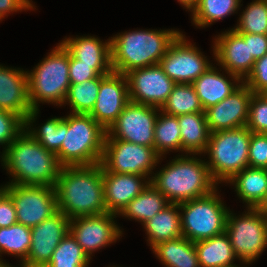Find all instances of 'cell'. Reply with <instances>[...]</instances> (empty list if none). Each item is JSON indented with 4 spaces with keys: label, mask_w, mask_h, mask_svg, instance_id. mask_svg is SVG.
I'll return each mask as SVG.
<instances>
[{
    "label": "cell",
    "mask_w": 267,
    "mask_h": 267,
    "mask_svg": "<svg viewBox=\"0 0 267 267\" xmlns=\"http://www.w3.org/2000/svg\"><path fill=\"white\" fill-rule=\"evenodd\" d=\"M55 192L58 211L70 220L107 212L101 163L62 167Z\"/></svg>",
    "instance_id": "1"
},
{
    "label": "cell",
    "mask_w": 267,
    "mask_h": 267,
    "mask_svg": "<svg viewBox=\"0 0 267 267\" xmlns=\"http://www.w3.org/2000/svg\"><path fill=\"white\" fill-rule=\"evenodd\" d=\"M2 166L11 175L7 184L55 187L62 166L56 154L23 131L0 155Z\"/></svg>",
    "instance_id": "2"
},
{
    "label": "cell",
    "mask_w": 267,
    "mask_h": 267,
    "mask_svg": "<svg viewBox=\"0 0 267 267\" xmlns=\"http://www.w3.org/2000/svg\"><path fill=\"white\" fill-rule=\"evenodd\" d=\"M180 34L174 29H141L116 34L110 39L113 72L126 75L131 70L159 64Z\"/></svg>",
    "instance_id": "3"
},
{
    "label": "cell",
    "mask_w": 267,
    "mask_h": 267,
    "mask_svg": "<svg viewBox=\"0 0 267 267\" xmlns=\"http://www.w3.org/2000/svg\"><path fill=\"white\" fill-rule=\"evenodd\" d=\"M178 156L154 173V176L150 175V183L169 203L180 204L210 194L218 188L206 161L191 157V154Z\"/></svg>",
    "instance_id": "4"
},
{
    "label": "cell",
    "mask_w": 267,
    "mask_h": 267,
    "mask_svg": "<svg viewBox=\"0 0 267 267\" xmlns=\"http://www.w3.org/2000/svg\"><path fill=\"white\" fill-rule=\"evenodd\" d=\"M107 131L89 114L63 117L62 146L56 154L59 164L90 166L101 163Z\"/></svg>",
    "instance_id": "5"
},
{
    "label": "cell",
    "mask_w": 267,
    "mask_h": 267,
    "mask_svg": "<svg viewBox=\"0 0 267 267\" xmlns=\"http://www.w3.org/2000/svg\"><path fill=\"white\" fill-rule=\"evenodd\" d=\"M29 101L32 109L39 104L62 106L69 86V52L59 43L38 65L27 71Z\"/></svg>",
    "instance_id": "6"
},
{
    "label": "cell",
    "mask_w": 267,
    "mask_h": 267,
    "mask_svg": "<svg viewBox=\"0 0 267 267\" xmlns=\"http://www.w3.org/2000/svg\"><path fill=\"white\" fill-rule=\"evenodd\" d=\"M252 132L246 127L210 133L204 154L213 180L228 182L235 174L248 167L249 144Z\"/></svg>",
    "instance_id": "7"
},
{
    "label": "cell",
    "mask_w": 267,
    "mask_h": 267,
    "mask_svg": "<svg viewBox=\"0 0 267 267\" xmlns=\"http://www.w3.org/2000/svg\"><path fill=\"white\" fill-rule=\"evenodd\" d=\"M217 190L179 204L183 237L196 242L225 232L229 210Z\"/></svg>",
    "instance_id": "8"
},
{
    "label": "cell",
    "mask_w": 267,
    "mask_h": 267,
    "mask_svg": "<svg viewBox=\"0 0 267 267\" xmlns=\"http://www.w3.org/2000/svg\"><path fill=\"white\" fill-rule=\"evenodd\" d=\"M246 209L242 216L229 209L225 232L240 262L251 264L267 247V214L259 208Z\"/></svg>",
    "instance_id": "9"
},
{
    "label": "cell",
    "mask_w": 267,
    "mask_h": 267,
    "mask_svg": "<svg viewBox=\"0 0 267 267\" xmlns=\"http://www.w3.org/2000/svg\"><path fill=\"white\" fill-rule=\"evenodd\" d=\"M161 159L152 147L105 139L101 165L103 172L142 175L151 181L149 175Z\"/></svg>",
    "instance_id": "10"
},
{
    "label": "cell",
    "mask_w": 267,
    "mask_h": 267,
    "mask_svg": "<svg viewBox=\"0 0 267 267\" xmlns=\"http://www.w3.org/2000/svg\"><path fill=\"white\" fill-rule=\"evenodd\" d=\"M5 192L11 197L17 223L33 227L58 212L55 187L5 184Z\"/></svg>",
    "instance_id": "11"
},
{
    "label": "cell",
    "mask_w": 267,
    "mask_h": 267,
    "mask_svg": "<svg viewBox=\"0 0 267 267\" xmlns=\"http://www.w3.org/2000/svg\"><path fill=\"white\" fill-rule=\"evenodd\" d=\"M160 108L129 101L109 127L105 139H117L154 148V129Z\"/></svg>",
    "instance_id": "12"
},
{
    "label": "cell",
    "mask_w": 267,
    "mask_h": 267,
    "mask_svg": "<svg viewBox=\"0 0 267 267\" xmlns=\"http://www.w3.org/2000/svg\"><path fill=\"white\" fill-rule=\"evenodd\" d=\"M181 33L160 60L164 73L176 84H192L212 63Z\"/></svg>",
    "instance_id": "13"
},
{
    "label": "cell",
    "mask_w": 267,
    "mask_h": 267,
    "mask_svg": "<svg viewBox=\"0 0 267 267\" xmlns=\"http://www.w3.org/2000/svg\"><path fill=\"white\" fill-rule=\"evenodd\" d=\"M116 215L106 212L70 220L69 232L90 260L93 252L107 247L122 237L123 233L114 221Z\"/></svg>",
    "instance_id": "14"
},
{
    "label": "cell",
    "mask_w": 267,
    "mask_h": 267,
    "mask_svg": "<svg viewBox=\"0 0 267 267\" xmlns=\"http://www.w3.org/2000/svg\"><path fill=\"white\" fill-rule=\"evenodd\" d=\"M126 77L130 101L158 108L167 101L176 85L160 64L131 70Z\"/></svg>",
    "instance_id": "15"
},
{
    "label": "cell",
    "mask_w": 267,
    "mask_h": 267,
    "mask_svg": "<svg viewBox=\"0 0 267 267\" xmlns=\"http://www.w3.org/2000/svg\"><path fill=\"white\" fill-rule=\"evenodd\" d=\"M215 61L225 71L238 76L242 81L249 75L255 59L249 49V33H238L235 29L222 32L213 44Z\"/></svg>",
    "instance_id": "16"
},
{
    "label": "cell",
    "mask_w": 267,
    "mask_h": 267,
    "mask_svg": "<svg viewBox=\"0 0 267 267\" xmlns=\"http://www.w3.org/2000/svg\"><path fill=\"white\" fill-rule=\"evenodd\" d=\"M70 219L58 211L52 217L31 227V247L25 267H45L61 240L69 232Z\"/></svg>",
    "instance_id": "17"
},
{
    "label": "cell",
    "mask_w": 267,
    "mask_h": 267,
    "mask_svg": "<svg viewBox=\"0 0 267 267\" xmlns=\"http://www.w3.org/2000/svg\"><path fill=\"white\" fill-rule=\"evenodd\" d=\"M129 101L126 75L112 71L100 81L96 102L89 115L107 131Z\"/></svg>",
    "instance_id": "18"
},
{
    "label": "cell",
    "mask_w": 267,
    "mask_h": 267,
    "mask_svg": "<svg viewBox=\"0 0 267 267\" xmlns=\"http://www.w3.org/2000/svg\"><path fill=\"white\" fill-rule=\"evenodd\" d=\"M253 91L242 83L228 97L205 110L210 133L244 127Z\"/></svg>",
    "instance_id": "19"
},
{
    "label": "cell",
    "mask_w": 267,
    "mask_h": 267,
    "mask_svg": "<svg viewBox=\"0 0 267 267\" xmlns=\"http://www.w3.org/2000/svg\"><path fill=\"white\" fill-rule=\"evenodd\" d=\"M0 109L13 112L23 120L26 119L32 110L26 70L0 65Z\"/></svg>",
    "instance_id": "20"
},
{
    "label": "cell",
    "mask_w": 267,
    "mask_h": 267,
    "mask_svg": "<svg viewBox=\"0 0 267 267\" xmlns=\"http://www.w3.org/2000/svg\"><path fill=\"white\" fill-rule=\"evenodd\" d=\"M146 178V179H145ZM150 183L146 176L103 172L105 207L118 214Z\"/></svg>",
    "instance_id": "21"
},
{
    "label": "cell",
    "mask_w": 267,
    "mask_h": 267,
    "mask_svg": "<svg viewBox=\"0 0 267 267\" xmlns=\"http://www.w3.org/2000/svg\"><path fill=\"white\" fill-rule=\"evenodd\" d=\"M226 74L231 79L212 65L192 83L204 111L224 100L243 83L238 76L227 71Z\"/></svg>",
    "instance_id": "22"
},
{
    "label": "cell",
    "mask_w": 267,
    "mask_h": 267,
    "mask_svg": "<svg viewBox=\"0 0 267 267\" xmlns=\"http://www.w3.org/2000/svg\"><path fill=\"white\" fill-rule=\"evenodd\" d=\"M248 208H259L267 197V168L246 167L228 182Z\"/></svg>",
    "instance_id": "23"
},
{
    "label": "cell",
    "mask_w": 267,
    "mask_h": 267,
    "mask_svg": "<svg viewBox=\"0 0 267 267\" xmlns=\"http://www.w3.org/2000/svg\"><path fill=\"white\" fill-rule=\"evenodd\" d=\"M69 54L79 60V64L111 65L110 38L101 41L95 36L65 38L60 42Z\"/></svg>",
    "instance_id": "24"
},
{
    "label": "cell",
    "mask_w": 267,
    "mask_h": 267,
    "mask_svg": "<svg viewBox=\"0 0 267 267\" xmlns=\"http://www.w3.org/2000/svg\"><path fill=\"white\" fill-rule=\"evenodd\" d=\"M181 129V152L203 154L207 148L210 131L205 112L188 113L178 116Z\"/></svg>",
    "instance_id": "25"
},
{
    "label": "cell",
    "mask_w": 267,
    "mask_h": 267,
    "mask_svg": "<svg viewBox=\"0 0 267 267\" xmlns=\"http://www.w3.org/2000/svg\"><path fill=\"white\" fill-rule=\"evenodd\" d=\"M179 210V204L170 203L143 224L150 248L158 243L183 236Z\"/></svg>",
    "instance_id": "26"
},
{
    "label": "cell",
    "mask_w": 267,
    "mask_h": 267,
    "mask_svg": "<svg viewBox=\"0 0 267 267\" xmlns=\"http://www.w3.org/2000/svg\"><path fill=\"white\" fill-rule=\"evenodd\" d=\"M200 267H232L238 259L226 232L194 242Z\"/></svg>",
    "instance_id": "27"
},
{
    "label": "cell",
    "mask_w": 267,
    "mask_h": 267,
    "mask_svg": "<svg viewBox=\"0 0 267 267\" xmlns=\"http://www.w3.org/2000/svg\"><path fill=\"white\" fill-rule=\"evenodd\" d=\"M152 251L166 267H200L194 242L183 236L158 243Z\"/></svg>",
    "instance_id": "28"
},
{
    "label": "cell",
    "mask_w": 267,
    "mask_h": 267,
    "mask_svg": "<svg viewBox=\"0 0 267 267\" xmlns=\"http://www.w3.org/2000/svg\"><path fill=\"white\" fill-rule=\"evenodd\" d=\"M167 198L151 183L118 214L142 225L169 205Z\"/></svg>",
    "instance_id": "29"
},
{
    "label": "cell",
    "mask_w": 267,
    "mask_h": 267,
    "mask_svg": "<svg viewBox=\"0 0 267 267\" xmlns=\"http://www.w3.org/2000/svg\"><path fill=\"white\" fill-rule=\"evenodd\" d=\"M38 113L39 109H32L27 114L24 120V131L40 143L46 150L57 154L62 146L63 117L50 118L42 124L41 127L38 126L35 129L32 124L36 121Z\"/></svg>",
    "instance_id": "30"
},
{
    "label": "cell",
    "mask_w": 267,
    "mask_h": 267,
    "mask_svg": "<svg viewBox=\"0 0 267 267\" xmlns=\"http://www.w3.org/2000/svg\"><path fill=\"white\" fill-rule=\"evenodd\" d=\"M154 129V149L162 157L169 153L181 151V129L179 128L178 116L169 115L160 110Z\"/></svg>",
    "instance_id": "31"
},
{
    "label": "cell",
    "mask_w": 267,
    "mask_h": 267,
    "mask_svg": "<svg viewBox=\"0 0 267 267\" xmlns=\"http://www.w3.org/2000/svg\"><path fill=\"white\" fill-rule=\"evenodd\" d=\"M240 3L241 0H197L191 11V19L194 25L204 28L228 15L237 13Z\"/></svg>",
    "instance_id": "32"
},
{
    "label": "cell",
    "mask_w": 267,
    "mask_h": 267,
    "mask_svg": "<svg viewBox=\"0 0 267 267\" xmlns=\"http://www.w3.org/2000/svg\"><path fill=\"white\" fill-rule=\"evenodd\" d=\"M105 76L99 75L82 83L70 84L63 105L65 103L69 104L73 114H89L95 105L100 89V81Z\"/></svg>",
    "instance_id": "33"
},
{
    "label": "cell",
    "mask_w": 267,
    "mask_h": 267,
    "mask_svg": "<svg viewBox=\"0 0 267 267\" xmlns=\"http://www.w3.org/2000/svg\"><path fill=\"white\" fill-rule=\"evenodd\" d=\"M31 247V228L16 223L0 228V257L2 253L20 258V264L27 257Z\"/></svg>",
    "instance_id": "34"
},
{
    "label": "cell",
    "mask_w": 267,
    "mask_h": 267,
    "mask_svg": "<svg viewBox=\"0 0 267 267\" xmlns=\"http://www.w3.org/2000/svg\"><path fill=\"white\" fill-rule=\"evenodd\" d=\"M161 111L174 116L205 112L192 84L178 83L174 86Z\"/></svg>",
    "instance_id": "35"
},
{
    "label": "cell",
    "mask_w": 267,
    "mask_h": 267,
    "mask_svg": "<svg viewBox=\"0 0 267 267\" xmlns=\"http://www.w3.org/2000/svg\"><path fill=\"white\" fill-rule=\"evenodd\" d=\"M90 259L73 235L68 232L54 250L45 267H88Z\"/></svg>",
    "instance_id": "36"
},
{
    "label": "cell",
    "mask_w": 267,
    "mask_h": 267,
    "mask_svg": "<svg viewBox=\"0 0 267 267\" xmlns=\"http://www.w3.org/2000/svg\"><path fill=\"white\" fill-rule=\"evenodd\" d=\"M233 29L238 33L267 35V3L263 0L252 1L243 10Z\"/></svg>",
    "instance_id": "37"
},
{
    "label": "cell",
    "mask_w": 267,
    "mask_h": 267,
    "mask_svg": "<svg viewBox=\"0 0 267 267\" xmlns=\"http://www.w3.org/2000/svg\"><path fill=\"white\" fill-rule=\"evenodd\" d=\"M246 127L251 132L267 134V98L263 94L253 93Z\"/></svg>",
    "instance_id": "38"
},
{
    "label": "cell",
    "mask_w": 267,
    "mask_h": 267,
    "mask_svg": "<svg viewBox=\"0 0 267 267\" xmlns=\"http://www.w3.org/2000/svg\"><path fill=\"white\" fill-rule=\"evenodd\" d=\"M23 131L24 120L20 116L0 109V145L4 148L3 152Z\"/></svg>",
    "instance_id": "39"
},
{
    "label": "cell",
    "mask_w": 267,
    "mask_h": 267,
    "mask_svg": "<svg viewBox=\"0 0 267 267\" xmlns=\"http://www.w3.org/2000/svg\"><path fill=\"white\" fill-rule=\"evenodd\" d=\"M111 65H86L79 64V60L69 54L70 84L82 83L94 79L99 75H108L112 72Z\"/></svg>",
    "instance_id": "40"
},
{
    "label": "cell",
    "mask_w": 267,
    "mask_h": 267,
    "mask_svg": "<svg viewBox=\"0 0 267 267\" xmlns=\"http://www.w3.org/2000/svg\"><path fill=\"white\" fill-rule=\"evenodd\" d=\"M248 166L267 168V134L252 132L249 144Z\"/></svg>",
    "instance_id": "41"
},
{
    "label": "cell",
    "mask_w": 267,
    "mask_h": 267,
    "mask_svg": "<svg viewBox=\"0 0 267 267\" xmlns=\"http://www.w3.org/2000/svg\"><path fill=\"white\" fill-rule=\"evenodd\" d=\"M243 83L256 94H262L267 89V54L255 61Z\"/></svg>",
    "instance_id": "42"
},
{
    "label": "cell",
    "mask_w": 267,
    "mask_h": 267,
    "mask_svg": "<svg viewBox=\"0 0 267 267\" xmlns=\"http://www.w3.org/2000/svg\"><path fill=\"white\" fill-rule=\"evenodd\" d=\"M17 223V216L14 203L11 197L5 192L0 197V228L10 227Z\"/></svg>",
    "instance_id": "43"
},
{
    "label": "cell",
    "mask_w": 267,
    "mask_h": 267,
    "mask_svg": "<svg viewBox=\"0 0 267 267\" xmlns=\"http://www.w3.org/2000/svg\"><path fill=\"white\" fill-rule=\"evenodd\" d=\"M31 1L32 0H0V21L11 12L33 10L35 6Z\"/></svg>",
    "instance_id": "44"
},
{
    "label": "cell",
    "mask_w": 267,
    "mask_h": 267,
    "mask_svg": "<svg viewBox=\"0 0 267 267\" xmlns=\"http://www.w3.org/2000/svg\"><path fill=\"white\" fill-rule=\"evenodd\" d=\"M249 49L255 60L267 54V35L249 33Z\"/></svg>",
    "instance_id": "45"
},
{
    "label": "cell",
    "mask_w": 267,
    "mask_h": 267,
    "mask_svg": "<svg viewBox=\"0 0 267 267\" xmlns=\"http://www.w3.org/2000/svg\"><path fill=\"white\" fill-rule=\"evenodd\" d=\"M180 4L185 8L188 9V11H192V9L195 7L197 0H178Z\"/></svg>",
    "instance_id": "46"
},
{
    "label": "cell",
    "mask_w": 267,
    "mask_h": 267,
    "mask_svg": "<svg viewBox=\"0 0 267 267\" xmlns=\"http://www.w3.org/2000/svg\"><path fill=\"white\" fill-rule=\"evenodd\" d=\"M259 209L267 214V197H266L264 203L259 207Z\"/></svg>",
    "instance_id": "47"
},
{
    "label": "cell",
    "mask_w": 267,
    "mask_h": 267,
    "mask_svg": "<svg viewBox=\"0 0 267 267\" xmlns=\"http://www.w3.org/2000/svg\"><path fill=\"white\" fill-rule=\"evenodd\" d=\"M0 267H13L12 265L10 266L7 262L5 263L3 260L0 262ZM20 267H25L22 263Z\"/></svg>",
    "instance_id": "48"
},
{
    "label": "cell",
    "mask_w": 267,
    "mask_h": 267,
    "mask_svg": "<svg viewBox=\"0 0 267 267\" xmlns=\"http://www.w3.org/2000/svg\"><path fill=\"white\" fill-rule=\"evenodd\" d=\"M5 193V185L0 187V197Z\"/></svg>",
    "instance_id": "49"
},
{
    "label": "cell",
    "mask_w": 267,
    "mask_h": 267,
    "mask_svg": "<svg viewBox=\"0 0 267 267\" xmlns=\"http://www.w3.org/2000/svg\"><path fill=\"white\" fill-rule=\"evenodd\" d=\"M262 94L267 98V89Z\"/></svg>",
    "instance_id": "50"
}]
</instances>
